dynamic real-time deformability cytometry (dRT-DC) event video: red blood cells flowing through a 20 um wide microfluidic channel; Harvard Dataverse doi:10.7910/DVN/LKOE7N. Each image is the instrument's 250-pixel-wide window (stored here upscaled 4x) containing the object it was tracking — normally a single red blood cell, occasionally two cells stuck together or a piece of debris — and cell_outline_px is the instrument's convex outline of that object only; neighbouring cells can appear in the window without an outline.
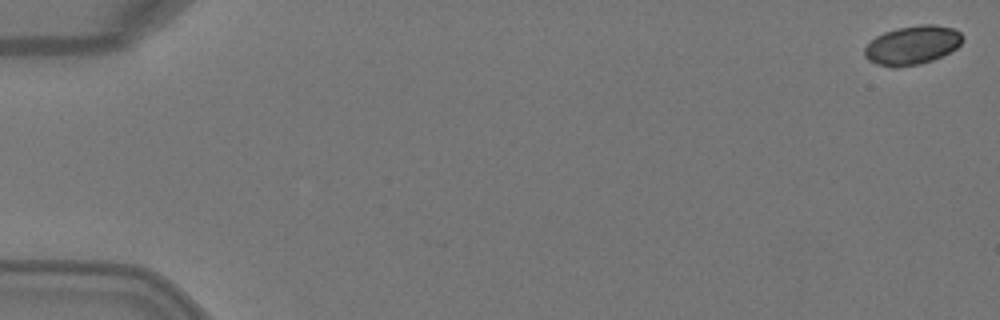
{"species": "Egyptian fruit bat (a non-hibernating species)", "species_latin": "Rousettus aegyptiacus", "temperature_condition": "warm", "stored_images_in_passage": 5, "camera_frame_rate_fps": 3000, "um_per_image_px": 0.085, "animal": {"sex": "female"}, "frame": {"image": 1, "passage_image": 1, "time_ms": 0.0, "image_size_px": [1000, 320], "cell_outline_px": [[964, 40], [956, 48], [932, 60], [920, 64], [896, 68], [892, 68], [876, 64], [868, 60], [864, 56], [864, 48], [876, 36], [884, 32], [896, 28], [920, 24], [936, 24], [952, 28], [960, 32], [964, 36]], "centroid_in_image_um": [77.53, 3.84], "position_along_channel_um": 7.5, "area_um2": 22.37}}
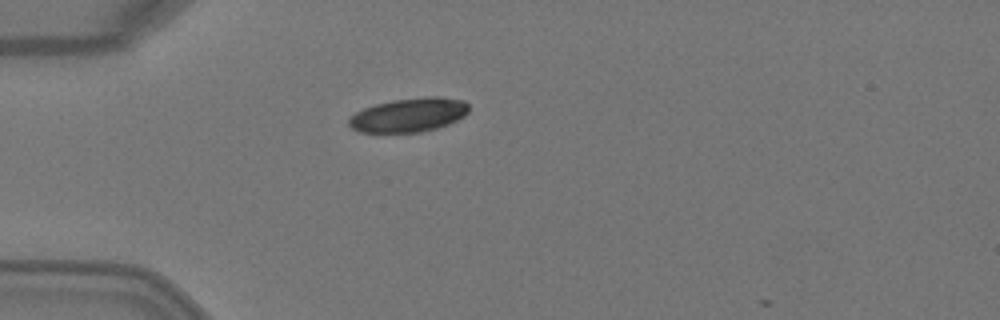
{"frame": {"image": 2, "passage_image": 4, "time_ms": 1.0, "image_size_px": [1000, 320], "cell_outline_px": [[468, 112], [464, 116], [448, 124], [436, 128], [420, 132], [360, 132], [352, 128], [348, 124], [348, 120], [356, 112], [364, 108], [376, 104], [396, 100], [428, 96], [436, 96], [464, 100], [468, 104]], "centroid_in_image_um": [34.77, 9.77], "position_along_channel_um": 50.2, "area_um2": 23.52}}